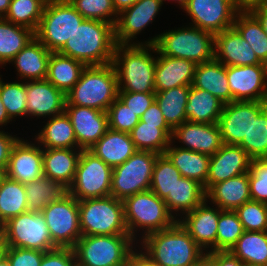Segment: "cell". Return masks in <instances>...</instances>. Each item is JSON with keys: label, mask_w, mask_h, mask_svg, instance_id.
<instances>
[{"label": "cell", "mask_w": 267, "mask_h": 266, "mask_svg": "<svg viewBox=\"0 0 267 266\" xmlns=\"http://www.w3.org/2000/svg\"><path fill=\"white\" fill-rule=\"evenodd\" d=\"M141 240L143 253L157 266H192L204 253L179 221Z\"/></svg>", "instance_id": "obj_1"}, {"label": "cell", "mask_w": 267, "mask_h": 266, "mask_svg": "<svg viewBox=\"0 0 267 266\" xmlns=\"http://www.w3.org/2000/svg\"><path fill=\"white\" fill-rule=\"evenodd\" d=\"M115 46L113 24L84 19L58 53L79 60L86 66L106 65L113 62Z\"/></svg>", "instance_id": "obj_2"}, {"label": "cell", "mask_w": 267, "mask_h": 266, "mask_svg": "<svg viewBox=\"0 0 267 266\" xmlns=\"http://www.w3.org/2000/svg\"><path fill=\"white\" fill-rule=\"evenodd\" d=\"M151 50L154 52L156 46L116 44L112 64L117 73L118 91L155 92L156 57L151 55Z\"/></svg>", "instance_id": "obj_3"}, {"label": "cell", "mask_w": 267, "mask_h": 266, "mask_svg": "<svg viewBox=\"0 0 267 266\" xmlns=\"http://www.w3.org/2000/svg\"><path fill=\"white\" fill-rule=\"evenodd\" d=\"M118 97V81L112 63L86 66L79 81L66 94L65 105H78L107 112Z\"/></svg>", "instance_id": "obj_4"}, {"label": "cell", "mask_w": 267, "mask_h": 266, "mask_svg": "<svg viewBox=\"0 0 267 266\" xmlns=\"http://www.w3.org/2000/svg\"><path fill=\"white\" fill-rule=\"evenodd\" d=\"M190 26L169 30L144 43L133 42V45H155L161 55L190 60L196 65L212 60L215 35Z\"/></svg>", "instance_id": "obj_5"}, {"label": "cell", "mask_w": 267, "mask_h": 266, "mask_svg": "<svg viewBox=\"0 0 267 266\" xmlns=\"http://www.w3.org/2000/svg\"><path fill=\"white\" fill-rule=\"evenodd\" d=\"M123 205L125 224L129 235L134 240L137 239L138 228H143V231L145 229L143 235L146 236L152 232L165 230L178 221L168 211L165 201L160 199L152 190L125 198Z\"/></svg>", "instance_id": "obj_6"}, {"label": "cell", "mask_w": 267, "mask_h": 266, "mask_svg": "<svg viewBox=\"0 0 267 266\" xmlns=\"http://www.w3.org/2000/svg\"><path fill=\"white\" fill-rule=\"evenodd\" d=\"M133 242L129 234L82 235L73 247L77 266H125Z\"/></svg>", "instance_id": "obj_7"}, {"label": "cell", "mask_w": 267, "mask_h": 266, "mask_svg": "<svg viewBox=\"0 0 267 266\" xmlns=\"http://www.w3.org/2000/svg\"><path fill=\"white\" fill-rule=\"evenodd\" d=\"M78 205L82 235L129 234L122 200L107 196L80 200Z\"/></svg>", "instance_id": "obj_8"}, {"label": "cell", "mask_w": 267, "mask_h": 266, "mask_svg": "<svg viewBox=\"0 0 267 266\" xmlns=\"http://www.w3.org/2000/svg\"><path fill=\"white\" fill-rule=\"evenodd\" d=\"M83 20L69 1L47 0L35 37L50 52H58Z\"/></svg>", "instance_id": "obj_9"}, {"label": "cell", "mask_w": 267, "mask_h": 266, "mask_svg": "<svg viewBox=\"0 0 267 266\" xmlns=\"http://www.w3.org/2000/svg\"><path fill=\"white\" fill-rule=\"evenodd\" d=\"M159 154L136 151L127 161L112 169L110 196L124 200L150 190L153 168Z\"/></svg>", "instance_id": "obj_10"}, {"label": "cell", "mask_w": 267, "mask_h": 266, "mask_svg": "<svg viewBox=\"0 0 267 266\" xmlns=\"http://www.w3.org/2000/svg\"><path fill=\"white\" fill-rule=\"evenodd\" d=\"M4 244L48 252L58 248L52 241L41 212L26 211L3 224Z\"/></svg>", "instance_id": "obj_11"}, {"label": "cell", "mask_w": 267, "mask_h": 266, "mask_svg": "<svg viewBox=\"0 0 267 266\" xmlns=\"http://www.w3.org/2000/svg\"><path fill=\"white\" fill-rule=\"evenodd\" d=\"M112 168L89 150H82L75 178L67 192L78 201L110 196Z\"/></svg>", "instance_id": "obj_12"}, {"label": "cell", "mask_w": 267, "mask_h": 266, "mask_svg": "<svg viewBox=\"0 0 267 266\" xmlns=\"http://www.w3.org/2000/svg\"><path fill=\"white\" fill-rule=\"evenodd\" d=\"M53 243L59 248H73L82 236L78 200L65 193L41 211Z\"/></svg>", "instance_id": "obj_13"}, {"label": "cell", "mask_w": 267, "mask_h": 266, "mask_svg": "<svg viewBox=\"0 0 267 266\" xmlns=\"http://www.w3.org/2000/svg\"><path fill=\"white\" fill-rule=\"evenodd\" d=\"M184 10L190 16L192 26L214 35L233 27L239 12L232 0H188Z\"/></svg>", "instance_id": "obj_14"}, {"label": "cell", "mask_w": 267, "mask_h": 266, "mask_svg": "<svg viewBox=\"0 0 267 266\" xmlns=\"http://www.w3.org/2000/svg\"><path fill=\"white\" fill-rule=\"evenodd\" d=\"M267 107V101H233L224 104L218 124L223 144L238 145L247 137L253 117Z\"/></svg>", "instance_id": "obj_15"}, {"label": "cell", "mask_w": 267, "mask_h": 266, "mask_svg": "<svg viewBox=\"0 0 267 266\" xmlns=\"http://www.w3.org/2000/svg\"><path fill=\"white\" fill-rule=\"evenodd\" d=\"M233 101H267V64L227 66Z\"/></svg>", "instance_id": "obj_16"}, {"label": "cell", "mask_w": 267, "mask_h": 266, "mask_svg": "<svg viewBox=\"0 0 267 266\" xmlns=\"http://www.w3.org/2000/svg\"><path fill=\"white\" fill-rule=\"evenodd\" d=\"M64 111L72 123L79 149H90L109 129L107 112L78 105H65Z\"/></svg>", "instance_id": "obj_17"}, {"label": "cell", "mask_w": 267, "mask_h": 266, "mask_svg": "<svg viewBox=\"0 0 267 266\" xmlns=\"http://www.w3.org/2000/svg\"><path fill=\"white\" fill-rule=\"evenodd\" d=\"M252 159L240 145L223 144L210 156L209 172L206 184L207 192L214 184L249 172Z\"/></svg>", "instance_id": "obj_18"}, {"label": "cell", "mask_w": 267, "mask_h": 266, "mask_svg": "<svg viewBox=\"0 0 267 266\" xmlns=\"http://www.w3.org/2000/svg\"><path fill=\"white\" fill-rule=\"evenodd\" d=\"M162 4V0H137L122 10L114 26L116 44L132 45L130 40L152 23Z\"/></svg>", "instance_id": "obj_19"}, {"label": "cell", "mask_w": 267, "mask_h": 266, "mask_svg": "<svg viewBox=\"0 0 267 266\" xmlns=\"http://www.w3.org/2000/svg\"><path fill=\"white\" fill-rule=\"evenodd\" d=\"M22 138L12 147L9 163L4 173L20 183L32 182L43 176V149ZM41 148V149H40Z\"/></svg>", "instance_id": "obj_20"}, {"label": "cell", "mask_w": 267, "mask_h": 266, "mask_svg": "<svg viewBox=\"0 0 267 266\" xmlns=\"http://www.w3.org/2000/svg\"><path fill=\"white\" fill-rule=\"evenodd\" d=\"M178 140L185 145L180 148L200 152L208 156L214 155L223 145L218 123L205 124L186 121L175 127L171 141Z\"/></svg>", "instance_id": "obj_21"}, {"label": "cell", "mask_w": 267, "mask_h": 266, "mask_svg": "<svg viewBox=\"0 0 267 266\" xmlns=\"http://www.w3.org/2000/svg\"><path fill=\"white\" fill-rule=\"evenodd\" d=\"M26 95V115L53 117L65 110L66 95L47 79L26 82Z\"/></svg>", "instance_id": "obj_22"}, {"label": "cell", "mask_w": 267, "mask_h": 266, "mask_svg": "<svg viewBox=\"0 0 267 266\" xmlns=\"http://www.w3.org/2000/svg\"><path fill=\"white\" fill-rule=\"evenodd\" d=\"M205 199L191 212L185 214V218L178 219L180 224L187 230L194 241L205 251H216V235L220 208H210ZM208 246V247H207Z\"/></svg>", "instance_id": "obj_23"}, {"label": "cell", "mask_w": 267, "mask_h": 266, "mask_svg": "<svg viewBox=\"0 0 267 266\" xmlns=\"http://www.w3.org/2000/svg\"><path fill=\"white\" fill-rule=\"evenodd\" d=\"M214 58L225 66L264 64L234 27L215 34Z\"/></svg>", "instance_id": "obj_24"}, {"label": "cell", "mask_w": 267, "mask_h": 266, "mask_svg": "<svg viewBox=\"0 0 267 266\" xmlns=\"http://www.w3.org/2000/svg\"><path fill=\"white\" fill-rule=\"evenodd\" d=\"M154 53H158L160 56L156 58L155 92L193 84L196 68L193 61L161 55L157 49Z\"/></svg>", "instance_id": "obj_25"}, {"label": "cell", "mask_w": 267, "mask_h": 266, "mask_svg": "<svg viewBox=\"0 0 267 266\" xmlns=\"http://www.w3.org/2000/svg\"><path fill=\"white\" fill-rule=\"evenodd\" d=\"M81 151L78 148H43V176L68 190L74 181Z\"/></svg>", "instance_id": "obj_26"}, {"label": "cell", "mask_w": 267, "mask_h": 266, "mask_svg": "<svg viewBox=\"0 0 267 266\" xmlns=\"http://www.w3.org/2000/svg\"><path fill=\"white\" fill-rule=\"evenodd\" d=\"M88 150L112 169L123 164L137 151L129 133L111 129Z\"/></svg>", "instance_id": "obj_27"}, {"label": "cell", "mask_w": 267, "mask_h": 266, "mask_svg": "<svg viewBox=\"0 0 267 266\" xmlns=\"http://www.w3.org/2000/svg\"><path fill=\"white\" fill-rule=\"evenodd\" d=\"M210 199L221 210L235 211L245 202L251 200L249 189V172L214 184L207 192Z\"/></svg>", "instance_id": "obj_28"}, {"label": "cell", "mask_w": 267, "mask_h": 266, "mask_svg": "<svg viewBox=\"0 0 267 266\" xmlns=\"http://www.w3.org/2000/svg\"><path fill=\"white\" fill-rule=\"evenodd\" d=\"M192 85L198 89L208 91L224 104L232 102V94L227 78V66L215 58L196 65Z\"/></svg>", "instance_id": "obj_29"}, {"label": "cell", "mask_w": 267, "mask_h": 266, "mask_svg": "<svg viewBox=\"0 0 267 266\" xmlns=\"http://www.w3.org/2000/svg\"><path fill=\"white\" fill-rule=\"evenodd\" d=\"M51 52L34 37L10 61L14 62L20 79L43 80L46 79Z\"/></svg>", "instance_id": "obj_30"}, {"label": "cell", "mask_w": 267, "mask_h": 266, "mask_svg": "<svg viewBox=\"0 0 267 266\" xmlns=\"http://www.w3.org/2000/svg\"><path fill=\"white\" fill-rule=\"evenodd\" d=\"M224 103L206 90L190 86L185 112L187 121L193 123H218Z\"/></svg>", "instance_id": "obj_31"}, {"label": "cell", "mask_w": 267, "mask_h": 266, "mask_svg": "<svg viewBox=\"0 0 267 266\" xmlns=\"http://www.w3.org/2000/svg\"><path fill=\"white\" fill-rule=\"evenodd\" d=\"M172 143L173 141L164 154L183 177L196 180L204 186L208 177L210 156L176 146L171 147Z\"/></svg>", "instance_id": "obj_32"}, {"label": "cell", "mask_w": 267, "mask_h": 266, "mask_svg": "<svg viewBox=\"0 0 267 266\" xmlns=\"http://www.w3.org/2000/svg\"><path fill=\"white\" fill-rule=\"evenodd\" d=\"M85 67L79 60L51 52L46 79L66 95L79 81Z\"/></svg>", "instance_id": "obj_33"}, {"label": "cell", "mask_w": 267, "mask_h": 266, "mask_svg": "<svg viewBox=\"0 0 267 266\" xmlns=\"http://www.w3.org/2000/svg\"><path fill=\"white\" fill-rule=\"evenodd\" d=\"M49 119L36 136L37 145L39 143L43 148H78L73 126L66 112Z\"/></svg>", "instance_id": "obj_34"}, {"label": "cell", "mask_w": 267, "mask_h": 266, "mask_svg": "<svg viewBox=\"0 0 267 266\" xmlns=\"http://www.w3.org/2000/svg\"><path fill=\"white\" fill-rule=\"evenodd\" d=\"M206 198V192L198 181L181 177L173 187L172 192L164 199L167 209L172 215L174 211H182V214L191 212Z\"/></svg>", "instance_id": "obj_35"}, {"label": "cell", "mask_w": 267, "mask_h": 266, "mask_svg": "<svg viewBox=\"0 0 267 266\" xmlns=\"http://www.w3.org/2000/svg\"><path fill=\"white\" fill-rule=\"evenodd\" d=\"M28 211L24 183L0 176V224Z\"/></svg>", "instance_id": "obj_36"}, {"label": "cell", "mask_w": 267, "mask_h": 266, "mask_svg": "<svg viewBox=\"0 0 267 266\" xmlns=\"http://www.w3.org/2000/svg\"><path fill=\"white\" fill-rule=\"evenodd\" d=\"M191 85L179 86L155 92V101L160 107L167 124L174 129L187 121L185 106Z\"/></svg>", "instance_id": "obj_37"}, {"label": "cell", "mask_w": 267, "mask_h": 266, "mask_svg": "<svg viewBox=\"0 0 267 266\" xmlns=\"http://www.w3.org/2000/svg\"><path fill=\"white\" fill-rule=\"evenodd\" d=\"M35 37V32L0 18V65L10 61Z\"/></svg>", "instance_id": "obj_38"}, {"label": "cell", "mask_w": 267, "mask_h": 266, "mask_svg": "<svg viewBox=\"0 0 267 266\" xmlns=\"http://www.w3.org/2000/svg\"><path fill=\"white\" fill-rule=\"evenodd\" d=\"M229 252L244 264L267 266V231H244Z\"/></svg>", "instance_id": "obj_39"}, {"label": "cell", "mask_w": 267, "mask_h": 266, "mask_svg": "<svg viewBox=\"0 0 267 266\" xmlns=\"http://www.w3.org/2000/svg\"><path fill=\"white\" fill-rule=\"evenodd\" d=\"M233 27L249 43L258 59L267 64V36L259 20L250 11H239Z\"/></svg>", "instance_id": "obj_40"}, {"label": "cell", "mask_w": 267, "mask_h": 266, "mask_svg": "<svg viewBox=\"0 0 267 266\" xmlns=\"http://www.w3.org/2000/svg\"><path fill=\"white\" fill-rule=\"evenodd\" d=\"M28 211L41 212L47 204L60 199L67 189L49 177L42 176L32 182L24 183Z\"/></svg>", "instance_id": "obj_41"}, {"label": "cell", "mask_w": 267, "mask_h": 266, "mask_svg": "<svg viewBox=\"0 0 267 266\" xmlns=\"http://www.w3.org/2000/svg\"><path fill=\"white\" fill-rule=\"evenodd\" d=\"M138 151H150L164 154L170 145L171 138L158 125L139 121L129 133Z\"/></svg>", "instance_id": "obj_42"}, {"label": "cell", "mask_w": 267, "mask_h": 266, "mask_svg": "<svg viewBox=\"0 0 267 266\" xmlns=\"http://www.w3.org/2000/svg\"><path fill=\"white\" fill-rule=\"evenodd\" d=\"M47 0H11L4 19L37 31Z\"/></svg>", "instance_id": "obj_43"}, {"label": "cell", "mask_w": 267, "mask_h": 266, "mask_svg": "<svg viewBox=\"0 0 267 266\" xmlns=\"http://www.w3.org/2000/svg\"><path fill=\"white\" fill-rule=\"evenodd\" d=\"M253 159L267 158V107L253 117L247 137L238 144Z\"/></svg>", "instance_id": "obj_44"}, {"label": "cell", "mask_w": 267, "mask_h": 266, "mask_svg": "<svg viewBox=\"0 0 267 266\" xmlns=\"http://www.w3.org/2000/svg\"><path fill=\"white\" fill-rule=\"evenodd\" d=\"M181 177L179 170L169 158L165 154H160L153 168L150 190L164 200Z\"/></svg>", "instance_id": "obj_45"}, {"label": "cell", "mask_w": 267, "mask_h": 266, "mask_svg": "<svg viewBox=\"0 0 267 266\" xmlns=\"http://www.w3.org/2000/svg\"><path fill=\"white\" fill-rule=\"evenodd\" d=\"M238 215L232 210H221L218 218L216 251H230L243 234Z\"/></svg>", "instance_id": "obj_46"}, {"label": "cell", "mask_w": 267, "mask_h": 266, "mask_svg": "<svg viewBox=\"0 0 267 266\" xmlns=\"http://www.w3.org/2000/svg\"><path fill=\"white\" fill-rule=\"evenodd\" d=\"M0 97L11 120L26 115V82L5 83L0 79Z\"/></svg>", "instance_id": "obj_47"}, {"label": "cell", "mask_w": 267, "mask_h": 266, "mask_svg": "<svg viewBox=\"0 0 267 266\" xmlns=\"http://www.w3.org/2000/svg\"><path fill=\"white\" fill-rule=\"evenodd\" d=\"M70 3L84 19L116 25L119 13L114 7L113 0H71Z\"/></svg>", "instance_id": "obj_48"}, {"label": "cell", "mask_w": 267, "mask_h": 266, "mask_svg": "<svg viewBox=\"0 0 267 266\" xmlns=\"http://www.w3.org/2000/svg\"><path fill=\"white\" fill-rule=\"evenodd\" d=\"M235 212L244 231H267V204L250 200Z\"/></svg>", "instance_id": "obj_49"}, {"label": "cell", "mask_w": 267, "mask_h": 266, "mask_svg": "<svg viewBox=\"0 0 267 266\" xmlns=\"http://www.w3.org/2000/svg\"><path fill=\"white\" fill-rule=\"evenodd\" d=\"M109 129L130 133L140 121V117L127 107L118 97L107 111Z\"/></svg>", "instance_id": "obj_50"}, {"label": "cell", "mask_w": 267, "mask_h": 266, "mask_svg": "<svg viewBox=\"0 0 267 266\" xmlns=\"http://www.w3.org/2000/svg\"><path fill=\"white\" fill-rule=\"evenodd\" d=\"M251 200L267 204V158L253 159L249 169Z\"/></svg>", "instance_id": "obj_51"}, {"label": "cell", "mask_w": 267, "mask_h": 266, "mask_svg": "<svg viewBox=\"0 0 267 266\" xmlns=\"http://www.w3.org/2000/svg\"><path fill=\"white\" fill-rule=\"evenodd\" d=\"M44 251L7 246L5 256L11 266H40Z\"/></svg>", "instance_id": "obj_52"}, {"label": "cell", "mask_w": 267, "mask_h": 266, "mask_svg": "<svg viewBox=\"0 0 267 266\" xmlns=\"http://www.w3.org/2000/svg\"><path fill=\"white\" fill-rule=\"evenodd\" d=\"M118 98L127 105L132 112L141 117L155 101V92L118 91Z\"/></svg>", "instance_id": "obj_53"}, {"label": "cell", "mask_w": 267, "mask_h": 266, "mask_svg": "<svg viewBox=\"0 0 267 266\" xmlns=\"http://www.w3.org/2000/svg\"><path fill=\"white\" fill-rule=\"evenodd\" d=\"M40 266H77L73 248H56L45 252Z\"/></svg>", "instance_id": "obj_54"}, {"label": "cell", "mask_w": 267, "mask_h": 266, "mask_svg": "<svg viewBox=\"0 0 267 266\" xmlns=\"http://www.w3.org/2000/svg\"><path fill=\"white\" fill-rule=\"evenodd\" d=\"M140 121L151 125H158V128H161L170 138L172 137L173 129L165 121L164 115L156 101L143 113Z\"/></svg>", "instance_id": "obj_55"}, {"label": "cell", "mask_w": 267, "mask_h": 266, "mask_svg": "<svg viewBox=\"0 0 267 266\" xmlns=\"http://www.w3.org/2000/svg\"><path fill=\"white\" fill-rule=\"evenodd\" d=\"M18 139L19 138L10 135V133L8 134V132L0 131V172L2 174H4L7 169L12 147Z\"/></svg>", "instance_id": "obj_56"}, {"label": "cell", "mask_w": 267, "mask_h": 266, "mask_svg": "<svg viewBox=\"0 0 267 266\" xmlns=\"http://www.w3.org/2000/svg\"><path fill=\"white\" fill-rule=\"evenodd\" d=\"M216 259L218 266H244V263L229 251L210 252Z\"/></svg>", "instance_id": "obj_57"}, {"label": "cell", "mask_w": 267, "mask_h": 266, "mask_svg": "<svg viewBox=\"0 0 267 266\" xmlns=\"http://www.w3.org/2000/svg\"><path fill=\"white\" fill-rule=\"evenodd\" d=\"M140 251V253L138 251H133L129 255L125 266H152V261L142 252V250Z\"/></svg>", "instance_id": "obj_58"}, {"label": "cell", "mask_w": 267, "mask_h": 266, "mask_svg": "<svg viewBox=\"0 0 267 266\" xmlns=\"http://www.w3.org/2000/svg\"><path fill=\"white\" fill-rule=\"evenodd\" d=\"M250 12L259 20L267 36V3H262L261 5L251 9Z\"/></svg>", "instance_id": "obj_59"}, {"label": "cell", "mask_w": 267, "mask_h": 266, "mask_svg": "<svg viewBox=\"0 0 267 266\" xmlns=\"http://www.w3.org/2000/svg\"><path fill=\"white\" fill-rule=\"evenodd\" d=\"M266 1L267 0H232V3L239 11H250Z\"/></svg>", "instance_id": "obj_60"}, {"label": "cell", "mask_w": 267, "mask_h": 266, "mask_svg": "<svg viewBox=\"0 0 267 266\" xmlns=\"http://www.w3.org/2000/svg\"><path fill=\"white\" fill-rule=\"evenodd\" d=\"M207 252V253H206ZM192 266H218L217 259L206 250Z\"/></svg>", "instance_id": "obj_61"}, {"label": "cell", "mask_w": 267, "mask_h": 266, "mask_svg": "<svg viewBox=\"0 0 267 266\" xmlns=\"http://www.w3.org/2000/svg\"><path fill=\"white\" fill-rule=\"evenodd\" d=\"M137 0H113L114 7L118 13L131 7Z\"/></svg>", "instance_id": "obj_62"}, {"label": "cell", "mask_w": 267, "mask_h": 266, "mask_svg": "<svg viewBox=\"0 0 267 266\" xmlns=\"http://www.w3.org/2000/svg\"><path fill=\"white\" fill-rule=\"evenodd\" d=\"M10 121H12V120L7 115L4 104H3L1 97H0V126L2 127L3 125H6Z\"/></svg>", "instance_id": "obj_63"}, {"label": "cell", "mask_w": 267, "mask_h": 266, "mask_svg": "<svg viewBox=\"0 0 267 266\" xmlns=\"http://www.w3.org/2000/svg\"><path fill=\"white\" fill-rule=\"evenodd\" d=\"M11 0H0V18H4L9 9Z\"/></svg>", "instance_id": "obj_64"}, {"label": "cell", "mask_w": 267, "mask_h": 266, "mask_svg": "<svg viewBox=\"0 0 267 266\" xmlns=\"http://www.w3.org/2000/svg\"><path fill=\"white\" fill-rule=\"evenodd\" d=\"M0 247H7L4 244L3 224H0Z\"/></svg>", "instance_id": "obj_65"}, {"label": "cell", "mask_w": 267, "mask_h": 266, "mask_svg": "<svg viewBox=\"0 0 267 266\" xmlns=\"http://www.w3.org/2000/svg\"><path fill=\"white\" fill-rule=\"evenodd\" d=\"M0 266H11L8 258L5 255L0 259Z\"/></svg>", "instance_id": "obj_66"}, {"label": "cell", "mask_w": 267, "mask_h": 266, "mask_svg": "<svg viewBox=\"0 0 267 266\" xmlns=\"http://www.w3.org/2000/svg\"><path fill=\"white\" fill-rule=\"evenodd\" d=\"M165 0H162V2ZM173 1H177V3H179L180 7L182 9H184L187 5H188V0H173Z\"/></svg>", "instance_id": "obj_67"}, {"label": "cell", "mask_w": 267, "mask_h": 266, "mask_svg": "<svg viewBox=\"0 0 267 266\" xmlns=\"http://www.w3.org/2000/svg\"><path fill=\"white\" fill-rule=\"evenodd\" d=\"M6 247H0V259L5 255Z\"/></svg>", "instance_id": "obj_68"}, {"label": "cell", "mask_w": 267, "mask_h": 266, "mask_svg": "<svg viewBox=\"0 0 267 266\" xmlns=\"http://www.w3.org/2000/svg\"><path fill=\"white\" fill-rule=\"evenodd\" d=\"M244 266H266V265H257V264H244Z\"/></svg>", "instance_id": "obj_69"}]
</instances>
